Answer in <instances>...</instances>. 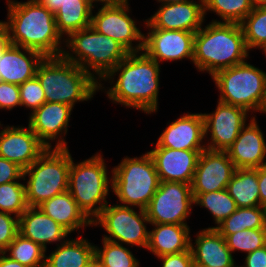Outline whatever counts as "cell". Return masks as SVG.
Segmentation results:
<instances>
[{
	"label": "cell",
	"instance_id": "1",
	"mask_svg": "<svg viewBox=\"0 0 266 267\" xmlns=\"http://www.w3.org/2000/svg\"><path fill=\"white\" fill-rule=\"evenodd\" d=\"M160 69V64L143 51L129 53L101 81L112 84L105 89L112 102L151 114L158 110Z\"/></svg>",
	"mask_w": 266,
	"mask_h": 267
},
{
	"label": "cell",
	"instance_id": "2",
	"mask_svg": "<svg viewBox=\"0 0 266 267\" xmlns=\"http://www.w3.org/2000/svg\"><path fill=\"white\" fill-rule=\"evenodd\" d=\"M7 6L8 20H1L0 26L12 45L38 51L45 57L62 56L65 38L58 32L52 12L37 0H7Z\"/></svg>",
	"mask_w": 266,
	"mask_h": 267
},
{
	"label": "cell",
	"instance_id": "3",
	"mask_svg": "<svg viewBox=\"0 0 266 267\" xmlns=\"http://www.w3.org/2000/svg\"><path fill=\"white\" fill-rule=\"evenodd\" d=\"M249 51L240 24L210 22L194 36L193 64L212 77L246 61Z\"/></svg>",
	"mask_w": 266,
	"mask_h": 267
},
{
	"label": "cell",
	"instance_id": "4",
	"mask_svg": "<svg viewBox=\"0 0 266 267\" xmlns=\"http://www.w3.org/2000/svg\"><path fill=\"white\" fill-rule=\"evenodd\" d=\"M36 76L46 102L64 103L74 108L76 102L91 100L99 91V83L92 75L63 56L45 57Z\"/></svg>",
	"mask_w": 266,
	"mask_h": 267
},
{
	"label": "cell",
	"instance_id": "5",
	"mask_svg": "<svg viewBox=\"0 0 266 267\" xmlns=\"http://www.w3.org/2000/svg\"><path fill=\"white\" fill-rule=\"evenodd\" d=\"M64 40L63 45L70 51L64 49L62 56L92 75L101 91L105 89L101 80L129 54L120 43L92 26L73 32Z\"/></svg>",
	"mask_w": 266,
	"mask_h": 267
},
{
	"label": "cell",
	"instance_id": "6",
	"mask_svg": "<svg viewBox=\"0 0 266 267\" xmlns=\"http://www.w3.org/2000/svg\"><path fill=\"white\" fill-rule=\"evenodd\" d=\"M71 154L68 148H47L29 167L23 170L26 201L29 207L68 191ZM28 176V179L26 177Z\"/></svg>",
	"mask_w": 266,
	"mask_h": 267
},
{
	"label": "cell",
	"instance_id": "7",
	"mask_svg": "<svg viewBox=\"0 0 266 267\" xmlns=\"http://www.w3.org/2000/svg\"><path fill=\"white\" fill-rule=\"evenodd\" d=\"M111 172V189L119 205L145 210L160 184L150 154L146 152L138 158L126 156Z\"/></svg>",
	"mask_w": 266,
	"mask_h": 267
},
{
	"label": "cell",
	"instance_id": "8",
	"mask_svg": "<svg viewBox=\"0 0 266 267\" xmlns=\"http://www.w3.org/2000/svg\"><path fill=\"white\" fill-rule=\"evenodd\" d=\"M73 159L71 156L68 192L84 214L93 221L109 203L106 199L110 193L109 188L112 187V178L108 177L102 153L78 163H74Z\"/></svg>",
	"mask_w": 266,
	"mask_h": 267
},
{
	"label": "cell",
	"instance_id": "9",
	"mask_svg": "<svg viewBox=\"0 0 266 267\" xmlns=\"http://www.w3.org/2000/svg\"><path fill=\"white\" fill-rule=\"evenodd\" d=\"M220 91L218 101L261 112L266 102V72L244 61L212 76ZM252 110V111H250Z\"/></svg>",
	"mask_w": 266,
	"mask_h": 267
},
{
	"label": "cell",
	"instance_id": "10",
	"mask_svg": "<svg viewBox=\"0 0 266 267\" xmlns=\"http://www.w3.org/2000/svg\"><path fill=\"white\" fill-rule=\"evenodd\" d=\"M147 224L150 221L144 209L137 212L134 207L119 204H107L92 221L93 226L100 225L108 234L102 239L145 249L149 240Z\"/></svg>",
	"mask_w": 266,
	"mask_h": 267
},
{
	"label": "cell",
	"instance_id": "11",
	"mask_svg": "<svg viewBox=\"0 0 266 267\" xmlns=\"http://www.w3.org/2000/svg\"><path fill=\"white\" fill-rule=\"evenodd\" d=\"M193 204L191 184L160 181L145 211L150 224L187 225Z\"/></svg>",
	"mask_w": 266,
	"mask_h": 267
},
{
	"label": "cell",
	"instance_id": "12",
	"mask_svg": "<svg viewBox=\"0 0 266 267\" xmlns=\"http://www.w3.org/2000/svg\"><path fill=\"white\" fill-rule=\"evenodd\" d=\"M91 18V26L100 34L120 43L129 53L143 51L144 34L130 15L128 0L113 4H101ZM137 41V42H136ZM136 42V45L134 43Z\"/></svg>",
	"mask_w": 266,
	"mask_h": 267
},
{
	"label": "cell",
	"instance_id": "13",
	"mask_svg": "<svg viewBox=\"0 0 266 267\" xmlns=\"http://www.w3.org/2000/svg\"><path fill=\"white\" fill-rule=\"evenodd\" d=\"M213 113H202L205 137L209 134L206 149L226 151L236 140L241 129L246 125L248 111L242 107L217 101ZM210 141V142H209Z\"/></svg>",
	"mask_w": 266,
	"mask_h": 267
},
{
	"label": "cell",
	"instance_id": "14",
	"mask_svg": "<svg viewBox=\"0 0 266 267\" xmlns=\"http://www.w3.org/2000/svg\"><path fill=\"white\" fill-rule=\"evenodd\" d=\"M149 29L143 37V52L158 64L188 59L193 62L194 32Z\"/></svg>",
	"mask_w": 266,
	"mask_h": 267
},
{
	"label": "cell",
	"instance_id": "15",
	"mask_svg": "<svg viewBox=\"0 0 266 267\" xmlns=\"http://www.w3.org/2000/svg\"><path fill=\"white\" fill-rule=\"evenodd\" d=\"M72 110L64 103L45 102L29 114L28 125L47 148H52L51 141L55 140L53 148H68L63 136L67 134Z\"/></svg>",
	"mask_w": 266,
	"mask_h": 267
},
{
	"label": "cell",
	"instance_id": "16",
	"mask_svg": "<svg viewBox=\"0 0 266 267\" xmlns=\"http://www.w3.org/2000/svg\"><path fill=\"white\" fill-rule=\"evenodd\" d=\"M235 170L236 167L226 151L203 150L191 183L192 193L226 189Z\"/></svg>",
	"mask_w": 266,
	"mask_h": 267
},
{
	"label": "cell",
	"instance_id": "17",
	"mask_svg": "<svg viewBox=\"0 0 266 267\" xmlns=\"http://www.w3.org/2000/svg\"><path fill=\"white\" fill-rule=\"evenodd\" d=\"M204 0L184 3H160L159 9L145 19L146 28L196 33L204 24Z\"/></svg>",
	"mask_w": 266,
	"mask_h": 267
},
{
	"label": "cell",
	"instance_id": "18",
	"mask_svg": "<svg viewBox=\"0 0 266 267\" xmlns=\"http://www.w3.org/2000/svg\"><path fill=\"white\" fill-rule=\"evenodd\" d=\"M4 128V129H3ZM0 131V157L25 170L47 149L28 125L5 126Z\"/></svg>",
	"mask_w": 266,
	"mask_h": 267
},
{
	"label": "cell",
	"instance_id": "19",
	"mask_svg": "<svg viewBox=\"0 0 266 267\" xmlns=\"http://www.w3.org/2000/svg\"><path fill=\"white\" fill-rule=\"evenodd\" d=\"M202 151L155 147L148 153L160 181L191 184Z\"/></svg>",
	"mask_w": 266,
	"mask_h": 267
},
{
	"label": "cell",
	"instance_id": "20",
	"mask_svg": "<svg viewBox=\"0 0 266 267\" xmlns=\"http://www.w3.org/2000/svg\"><path fill=\"white\" fill-rule=\"evenodd\" d=\"M204 118L202 113L183 114L161 133L155 147L180 150H205ZM204 142V144H203ZM202 144V145H201Z\"/></svg>",
	"mask_w": 266,
	"mask_h": 267
},
{
	"label": "cell",
	"instance_id": "21",
	"mask_svg": "<svg viewBox=\"0 0 266 267\" xmlns=\"http://www.w3.org/2000/svg\"><path fill=\"white\" fill-rule=\"evenodd\" d=\"M255 117L250 118L226 150L236 169H256L266 164V142Z\"/></svg>",
	"mask_w": 266,
	"mask_h": 267
},
{
	"label": "cell",
	"instance_id": "22",
	"mask_svg": "<svg viewBox=\"0 0 266 267\" xmlns=\"http://www.w3.org/2000/svg\"><path fill=\"white\" fill-rule=\"evenodd\" d=\"M190 240L194 267H233L236 263L225 238L215 228L196 233L195 246Z\"/></svg>",
	"mask_w": 266,
	"mask_h": 267
},
{
	"label": "cell",
	"instance_id": "23",
	"mask_svg": "<svg viewBox=\"0 0 266 267\" xmlns=\"http://www.w3.org/2000/svg\"><path fill=\"white\" fill-rule=\"evenodd\" d=\"M44 58L38 51L10 44L0 54V81L21 85L36 76Z\"/></svg>",
	"mask_w": 266,
	"mask_h": 267
},
{
	"label": "cell",
	"instance_id": "24",
	"mask_svg": "<svg viewBox=\"0 0 266 267\" xmlns=\"http://www.w3.org/2000/svg\"><path fill=\"white\" fill-rule=\"evenodd\" d=\"M19 234L47 250V244L63 243L69 232L43 213L38 207H28L19 217Z\"/></svg>",
	"mask_w": 266,
	"mask_h": 267
},
{
	"label": "cell",
	"instance_id": "25",
	"mask_svg": "<svg viewBox=\"0 0 266 267\" xmlns=\"http://www.w3.org/2000/svg\"><path fill=\"white\" fill-rule=\"evenodd\" d=\"M147 250L157 257L190 249V227L179 224H151Z\"/></svg>",
	"mask_w": 266,
	"mask_h": 267
},
{
	"label": "cell",
	"instance_id": "26",
	"mask_svg": "<svg viewBox=\"0 0 266 267\" xmlns=\"http://www.w3.org/2000/svg\"><path fill=\"white\" fill-rule=\"evenodd\" d=\"M43 213L64 227L70 234L79 228L93 226L92 221L79 208L71 194L66 191L37 206Z\"/></svg>",
	"mask_w": 266,
	"mask_h": 267
},
{
	"label": "cell",
	"instance_id": "27",
	"mask_svg": "<svg viewBox=\"0 0 266 267\" xmlns=\"http://www.w3.org/2000/svg\"><path fill=\"white\" fill-rule=\"evenodd\" d=\"M95 256V244L83 236L66 239L45 257V267H84Z\"/></svg>",
	"mask_w": 266,
	"mask_h": 267
},
{
	"label": "cell",
	"instance_id": "28",
	"mask_svg": "<svg viewBox=\"0 0 266 267\" xmlns=\"http://www.w3.org/2000/svg\"><path fill=\"white\" fill-rule=\"evenodd\" d=\"M226 190L237 207L262 206L259 199L258 168L236 169Z\"/></svg>",
	"mask_w": 266,
	"mask_h": 267
},
{
	"label": "cell",
	"instance_id": "29",
	"mask_svg": "<svg viewBox=\"0 0 266 267\" xmlns=\"http://www.w3.org/2000/svg\"><path fill=\"white\" fill-rule=\"evenodd\" d=\"M95 6L91 1L69 2L62 5L54 15L57 30L62 37L66 35L68 37L73 32L90 27Z\"/></svg>",
	"mask_w": 266,
	"mask_h": 267
},
{
	"label": "cell",
	"instance_id": "30",
	"mask_svg": "<svg viewBox=\"0 0 266 267\" xmlns=\"http://www.w3.org/2000/svg\"><path fill=\"white\" fill-rule=\"evenodd\" d=\"M224 238L245 229H265V207H237L215 228Z\"/></svg>",
	"mask_w": 266,
	"mask_h": 267
},
{
	"label": "cell",
	"instance_id": "31",
	"mask_svg": "<svg viewBox=\"0 0 266 267\" xmlns=\"http://www.w3.org/2000/svg\"><path fill=\"white\" fill-rule=\"evenodd\" d=\"M194 196V204L204 207L213 216L216 228L222 221L236 211L237 206L234 199L230 196L226 189L207 193H192Z\"/></svg>",
	"mask_w": 266,
	"mask_h": 267
},
{
	"label": "cell",
	"instance_id": "32",
	"mask_svg": "<svg viewBox=\"0 0 266 267\" xmlns=\"http://www.w3.org/2000/svg\"><path fill=\"white\" fill-rule=\"evenodd\" d=\"M252 10L251 0H204V15L213 11L220 16V21L212 22L240 24Z\"/></svg>",
	"mask_w": 266,
	"mask_h": 267
},
{
	"label": "cell",
	"instance_id": "33",
	"mask_svg": "<svg viewBox=\"0 0 266 267\" xmlns=\"http://www.w3.org/2000/svg\"><path fill=\"white\" fill-rule=\"evenodd\" d=\"M4 252L8 257L27 267L45 266V253L47 251L19 233Z\"/></svg>",
	"mask_w": 266,
	"mask_h": 267
},
{
	"label": "cell",
	"instance_id": "34",
	"mask_svg": "<svg viewBox=\"0 0 266 267\" xmlns=\"http://www.w3.org/2000/svg\"><path fill=\"white\" fill-rule=\"evenodd\" d=\"M240 26L248 51L266 46V6L253 7Z\"/></svg>",
	"mask_w": 266,
	"mask_h": 267
},
{
	"label": "cell",
	"instance_id": "35",
	"mask_svg": "<svg viewBox=\"0 0 266 267\" xmlns=\"http://www.w3.org/2000/svg\"><path fill=\"white\" fill-rule=\"evenodd\" d=\"M103 247L95 246V257L102 267H139V261L123 244L102 239Z\"/></svg>",
	"mask_w": 266,
	"mask_h": 267
},
{
	"label": "cell",
	"instance_id": "36",
	"mask_svg": "<svg viewBox=\"0 0 266 267\" xmlns=\"http://www.w3.org/2000/svg\"><path fill=\"white\" fill-rule=\"evenodd\" d=\"M28 207L25 184L19 181L0 184V212L20 217Z\"/></svg>",
	"mask_w": 266,
	"mask_h": 267
},
{
	"label": "cell",
	"instance_id": "37",
	"mask_svg": "<svg viewBox=\"0 0 266 267\" xmlns=\"http://www.w3.org/2000/svg\"><path fill=\"white\" fill-rule=\"evenodd\" d=\"M230 251L250 253L266 245V229H245L225 237Z\"/></svg>",
	"mask_w": 266,
	"mask_h": 267
},
{
	"label": "cell",
	"instance_id": "38",
	"mask_svg": "<svg viewBox=\"0 0 266 267\" xmlns=\"http://www.w3.org/2000/svg\"><path fill=\"white\" fill-rule=\"evenodd\" d=\"M21 107L25 106L33 113L46 102L44 90L37 76L19 85Z\"/></svg>",
	"mask_w": 266,
	"mask_h": 267
},
{
	"label": "cell",
	"instance_id": "39",
	"mask_svg": "<svg viewBox=\"0 0 266 267\" xmlns=\"http://www.w3.org/2000/svg\"><path fill=\"white\" fill-rule=\"evenodd\" d=\"M0 212V253L4 252L19 233V217Z\"/></svg>",
	"mask_w": 266,
	"mask_h": 267
},
{
	"label": "cell",
	"instance_id": "40",
	"mask_svg": "<svg viewBox=\"0 0 266 267\" xmlns=\"http://www.w3.org/2000/svg\"><path fill=\"white\" fill-rule=\"evenodd\" d=\"M21 106L19 85L0 81V109L12 110Z\"/></svg>",
	"mask_w": 266,
	"mask_h": 267
},
{
	"label": "cell",
	"instance_id": "41",
	"mask_svg": "<svg viewBox=\"0 0 266 267\" xmlns=\"http://www.w3.org/2000/svg\"><path fill=\"white\" fill-rule=\"evenodd\" d=\"M23 179V169L3 157H0V184Z\"/></svg>",
	"mask_w": 266,
	"mask_h": 267
},
{
	"label": "cell",
	"instance_id": "42",
	"mask_svg": "<svg viewBox=\"0 0 266 267\" xmlns=\"http://www.w3.org/2000/svg\"><path fill=\"white\" fill-rule=\"evenodd\" d=\"M162 261V267H194L191 249L176 254H168L158 257Z\"/></svg>",
	"mask_w": 266,
	"mask_h": 267
},
{
	"label": "cell",
	"instance_id": "43",
	"mask_svg": "<svg viewBox=\"0 0 266 267\" xmlns=\"http://www.w3.org/2000/svg\"><path fill=\"white\" fill-rule=\"evenodd\" d=\"M244 259V267H266V245L253 252L247 253Z\"/></svg>",
	"mask_w": 266,
	"mask_h": 267
},
{
	"label": "cell",
	"instance_id": "44",
	"mask_svg": "<svg viewBox=\"0 0 266 267\" xmlns=\"http://www.w3.org/2000/svg\"><path fill=\"white\" fill-rule=\"evenodd\" d=\"M259 199L262 206H266V164L258 168Z\"/></svg>",
	"mask_w": 266,
	"mask_h": 267
},
{
	"label": "cell",
	"instance_id": "45",
	"mask_svg": "<svg viewBox=\"0 0 266 267\" xmlns=\"http://www.w3.org/2000/svg\"><path fill=\"white\" fill-rule=\"evenodd\" d=\"M43 7L48 11L52 12L54 15L59 10V8L65 3L78 2V1H91V0H37Z\"/></svg>",
	"mask_w": 266,
	"mask_h": 267
},
{
	"label": "cell",
	"instance_id": "46",
	"mask_svg": "<svg viewBox=\"0 0 266 267\" xmlns=\"http://www.w3.org/2000/svg\"><path fill=\"white\" fill-rule=\"evenodd\" d=\"M0 267H27L8 257L5 252L0 253Z\"/></svg>",
	"mask_w": 266,
	"mask_h": 267
},
{
	"label": "cell",
	"instance_id": "47",
	"mask_svg": "<svg viewBox=\"0 0 266 267\" xmlns=\"http://www.w3.org/2000/svg\"><path fill=\"white\" fill-rule=\"evenodd\" d=\"M10 41L7 38L4 29L0 26V54L10 45Z\"/></svg>",
	"mask_w": 266,
	"mask_h": 267
},
{
	"label": "cell",
	"instance_id": "48",
	"mask_svg": "<svg viewBox=\"0 0 266 267\" xmlns=\"http://www.w3.org/2000/svg\"><path fill=\"white\" fill-rule=\"evenodd\" d=\"M84 267H102L100 261L94 256Z\"/></svg>",
	"mask_w": 266,
	"mask_h": 267
},
{
	"label": "cell",
	"instance_id": "49",
	"mask_svg": "<svg viewBox=\"0 0 266 267\" xmlns=\"http://www.w3.org/2000/svg\"><path fill=\"white\" fill-rule=\"evenodd\" d=\"M121 1H123V0H91V2L94 3V5H98L97 4L98 2H99V5H101L100 2L102 4H113V3H118V2H121Z\"/></svg>",
	"mask_w": 266,
	"mask_h": 267
},
{
	"label": "cell",
	"instance_id": "50",
	"mask_svg": "<svg viewBox=\"0 0 266 267\" xmlns=\"http://www.w3.org/2000/svg\"><path fill=\"white\" fill-rule=\"evenodd\" d=\"M253 7L266 6V0H251Z\"/></svg>",
	"mask_w": 266,
	"mask_h": 267
},
{
	"label": "cell",
	"instance_id": "51",
	"mask_svg": "<svg viewBox=\"0 0 266 267\" xmlns=\"http://www.w3.org/2000/svg\"><path fill=\"white\" fill-rule=\"evenodd\" d=\"M159 3H184L192 0H156Z\"/></svg>",
	"mask_w": 266,
	"mask_h": 267
},
{
	"label": "cell",
	"instance_id": "52",
	"mask_svg": "<svg viewBox=\"0 0 266 267\" xmlns=\"http://www.w3.org/2000/svg\"><path fill=\"white\" fill-rule=\"evenodd\" d=\"M262 113H265V114H266V102H265V105H264V107H263V111H262Z\"/></svg>",
	"mask_w": 266,
	"mask_h": 267
},
{
	"label": "cell",
	"instance_id": "53",
	"mask_svg": "<svg viewBox=\"0 0 266 267\" xmlns=\"http://www.w3.org/2000/svg\"><path fill=\"white\" fill-rule=\"evenodd\" d=\"M261 50H263V51H264V54H265V56H266V46H265V47H263Z\"/></svg>",
	"mask_w": 266,
	"mask_h": 267
},
{
	"label": "cell",
	"instance_id": "54",
	"mask_svg": "<svg viewBox=\"0 0 266 267\" xmlns=\"http://www.w3.org/2000/svg\"><path fill=\"white\" fill-rule=\"evenodd\" d=\"M265 229H266V206H265Z\"/></svg>",
	"mask_w": 266,
	"mask_h": 267
}]
</instances>
